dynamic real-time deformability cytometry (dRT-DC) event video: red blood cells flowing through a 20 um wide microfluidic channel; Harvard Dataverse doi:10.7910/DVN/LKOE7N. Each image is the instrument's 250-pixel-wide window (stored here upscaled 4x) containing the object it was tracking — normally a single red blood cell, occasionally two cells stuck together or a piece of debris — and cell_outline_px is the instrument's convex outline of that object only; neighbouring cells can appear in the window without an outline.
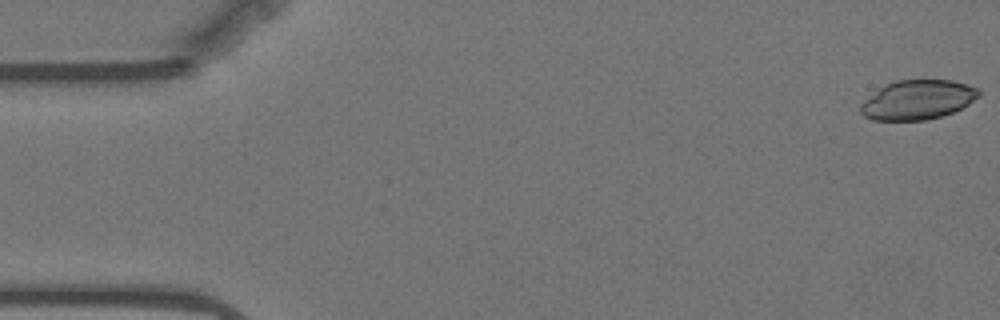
{"species": "Egyptian fruit bat (a non-hibernating species)", "species_latin": "Rousettus aegyptiacus", "temperature_condition": "warm", "stored_images_in_passage": 57, "camera_frame_rate_fps": 3000, "um_per_image_px": 0.085, "animal": {"sex": "female"}, "frame": {"image": 1, "passage_image": 1, "time_ms": 0.0, "image_size_px": [1000, 320], "cell_outline_px": [[980, 96], [968, 104], [952, 112], [940, 116], [924, 120], [872, 120], [864, 116], [860, 112], [860, 104], [864, 100], [884, 84], [896, 80], [952, 80], [968, 84], [976, 88], [980, 92]], "centroid_in_image_um": [77.98, 8.47], "position_along_channel_um": 7.0, "area_um2": 27.11}}
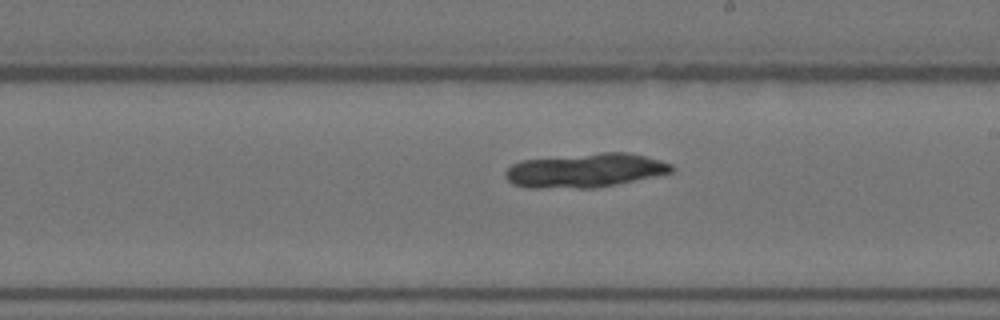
{"frame": {"image": 2, "passage_image": 32, "time_ms": 10.333, "image_size_px": [1000, 320], "cell_outline_px": [[676, 168], [672, 172], [656, 176], [596, 188], [528, 188], [512, 184], [504, 176], [504, 172], [512, 164], [520, 160], [604, 152], [628, 152], [660, 160], [672, 164]], "centroid_in_image_um": [49.73, 14.49], "position_along_channel_um": 239.3, "area_um2": 33.18}}
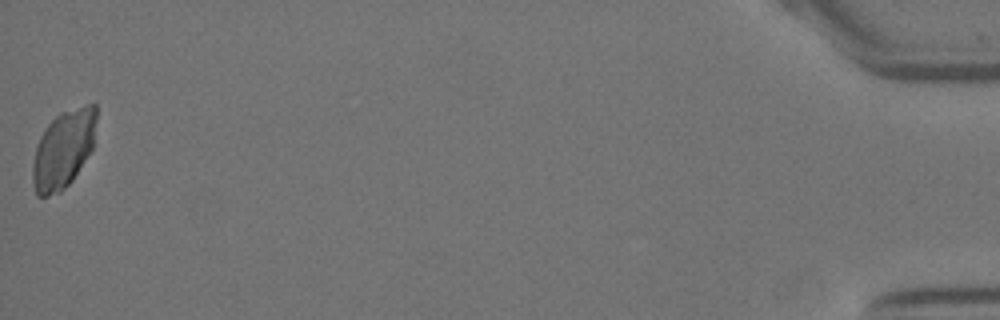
{"frame": {"image": 3, "passage_image": 57, "time_ms": 18.667, "image_size_px": [1000, 320], "cell_outline_px": [[96, 120], [92, 148], [72, 180], [60, 192], [48, 196], [36, 196], [32, 180], [32, 164], [36, 148], [40, 136], [48, 124], [60, 112], [88, 104], [96, 104]], "centroid_in_image_um": [5.36, 12.69], "position_along_channel_um": 429.8, "area_um2": 28.73}}